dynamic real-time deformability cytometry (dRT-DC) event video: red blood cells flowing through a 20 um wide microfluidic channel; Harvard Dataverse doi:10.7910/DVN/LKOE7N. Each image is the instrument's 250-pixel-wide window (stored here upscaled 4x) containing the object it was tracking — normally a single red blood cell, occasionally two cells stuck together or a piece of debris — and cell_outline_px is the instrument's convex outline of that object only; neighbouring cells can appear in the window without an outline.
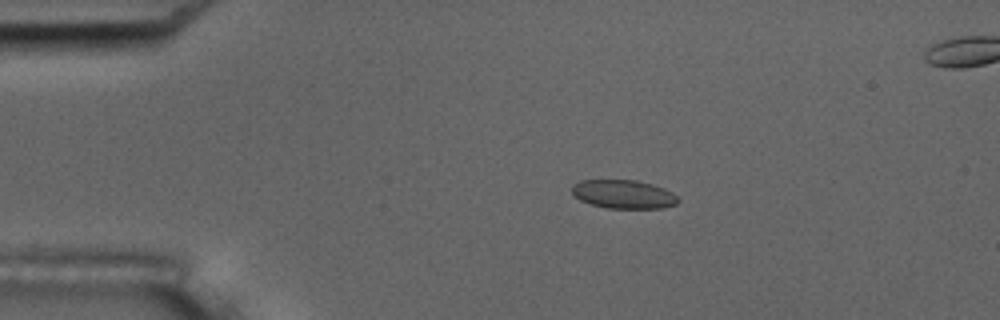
{"species": "common noctule bat (a hibernating species)", "species_latin": "Nyctalus noctula", "temperature_condition": "room temperature", "stored_images_in_passage": 45, "camera_frame_rate_fps": 3000, "um_per_image_px": 0.085, "animal": {"sex": "male", "body_mass_g": 17.5, "forearm_length_mm": 52.3}, "frame": {"image": 1, "passage_image": 1, "time_ms": 0.0, "image_size_px": [1000, 320], "cell_outline_px": [[680, 200], [676, 204], [664, 208], [608, 208], [592, 204], [580, 200], [572, 192], [572, 184], [580, 180], [636, 180], [652, 184], [664, 188], [672, 192]], "centroid_in_image_um": [53.01, 16.5], "position_along_channel_um": 32.0, "area_um2": 17.69}, "authors_computed_cell_mechanics": {"area_um2": 17.8024, "velocity_mm_per_s": 3.732, "shape_relaxation_time_tau1_ms": 4.4264, "shape_relaxation_time_tau2_ms": 1.3521, "deformation_change_tau1": 0.0782, "deformation_change_tau2": 0.0644}}